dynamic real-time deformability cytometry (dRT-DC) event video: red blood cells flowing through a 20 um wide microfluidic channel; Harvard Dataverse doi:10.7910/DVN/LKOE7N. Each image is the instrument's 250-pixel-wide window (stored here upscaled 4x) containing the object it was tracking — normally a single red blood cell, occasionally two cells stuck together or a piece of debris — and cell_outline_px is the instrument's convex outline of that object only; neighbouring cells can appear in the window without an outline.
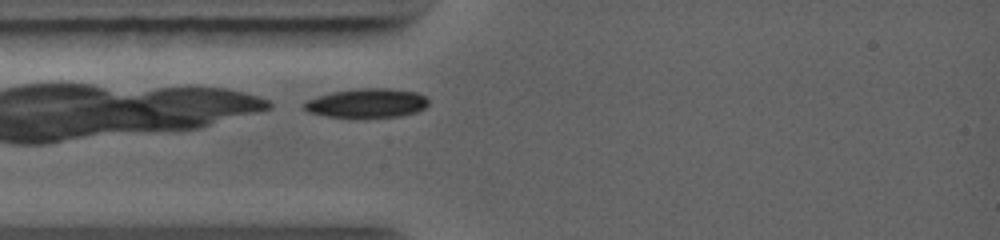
{"species": "common noctule bat (a hibernating species)", "species_latin": "Nyctalus noctula", "temperature_condition": "warm", "stored_images_in_passage": 17, "camera_frame_rate_fps": 5000, "um_per_image_px": 0.085, "animal": {"sex": "female", "body_mass_g": 19.0, "forearm_length_mm": 56.7}, "frame": {"image": 1, "passage_image": 1, "time_ms": 0.0, "image_size_px": [1000, 240], "cell_outline_px": [[428, 104], [424, 108], [416, 112], [400, 116], [328, 116], [308, 112], [304, 108], [304, 104], [308, 100], [316, 96], [332, 92], [360, 88], [388, 88], [416, 92], [424, 96], [428, 100]], "centroid_in_image_um": [31.2, 8.74], "position_along_channel_um": 53.8, "area_um2": 20.63}}
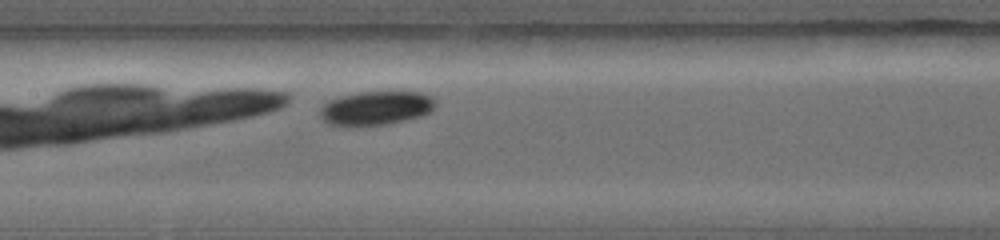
{"frame": {"image": 2, "passage_image": 8, "time_ms": 2.6, "image_size_px": [1000, 240], "cell_outline_px": [[436, 104], [428, 112], [420, 116], [388, 124], [352, 128], [328, 124], [320, 116], [320, 108], [328, 100], [340, 96], [360, 92], [420, 92], [432, 96], [436, 100]], "centroid_in_image_um": [31.91, 9.21], "position_along_channel_um": 175.5, "area_um2": 23.18}}
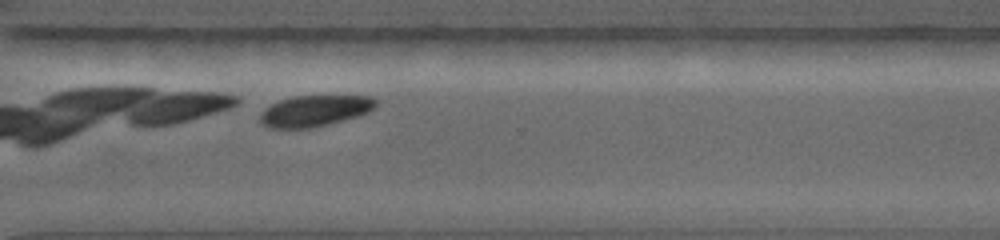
{"frame": {"image": 3, "passage_image": 16, "time_ms": 6.2, "image_size_px": [1000, 240], "cell_outline_px": [[376, 108], [368, 112], [356, 116], [312, 128], [268, 128], [260, 120], [260, 112], [264, 108], [280, 100], [296, 96], [368, 96], [376, 100]], "centroid_in_image_um": [26.73, 9.42], "position_along_channel_um": 343.9, "area_um2": 20.75}}